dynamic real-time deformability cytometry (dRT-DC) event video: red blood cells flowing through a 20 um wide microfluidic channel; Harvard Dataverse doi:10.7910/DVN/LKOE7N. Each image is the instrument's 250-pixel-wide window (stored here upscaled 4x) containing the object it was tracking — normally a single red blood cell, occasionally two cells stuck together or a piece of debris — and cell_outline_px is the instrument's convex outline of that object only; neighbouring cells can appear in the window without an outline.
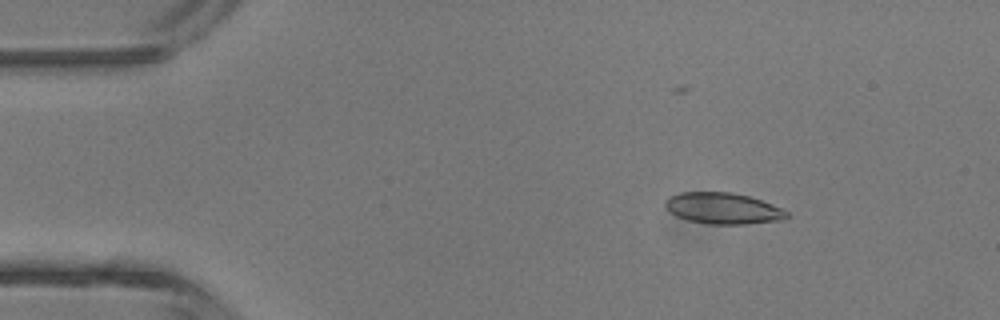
{"species": "common noctule bat (a hibernating species)", "species_latin": "Nyctalus noctula", "temperature_condition": "room temperature", "stored_images_in_passage": 5, "camera_frame_rate_fps": 3000, "um_per_image_px": 0.085, "animal": {"sex": "male", "body_mass_g": 13.3}, "frame": {"image": 1, "passage_image": 3, "time_ms": 2.333, "image_size_px": [1000, 320], "cell_outline_px": [[788, 216], [784, 220], [744, 224], [708, 224], [688, 220], [676, 216], [664, 204], [664, 200], [668, 196], [680, 192], [732, 192], [748, 196], [772, 204], [788, 212]], "centroid_in_image_um": [61.44, 17.71], "position_along_channel_um": 23.6, "area_um2": 22.08}}
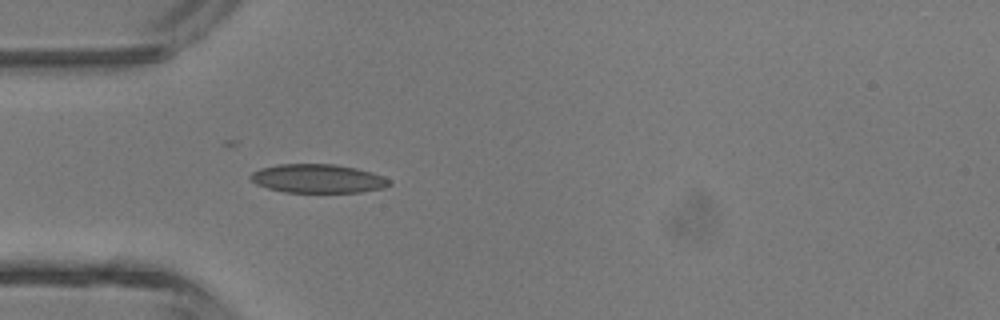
{"frame": {"image": 2, "passage_image": 5, "time_ms": 4.667, "image_size_px": [1000, 320], "cell_outline_px": [[392, 184], [384, 188], [360, 192], [284, 192], [268, 188], [256, 184], [248, 176], [252, 172], [260, 168], [276, 164], [336, 164], [356, 168], [372, 172], [384, 176], [392, 180]], "centroid_in_image_um": [27.04, 15.17], "position_along_channel_um": 58.0, "area_um2": 23.47}}